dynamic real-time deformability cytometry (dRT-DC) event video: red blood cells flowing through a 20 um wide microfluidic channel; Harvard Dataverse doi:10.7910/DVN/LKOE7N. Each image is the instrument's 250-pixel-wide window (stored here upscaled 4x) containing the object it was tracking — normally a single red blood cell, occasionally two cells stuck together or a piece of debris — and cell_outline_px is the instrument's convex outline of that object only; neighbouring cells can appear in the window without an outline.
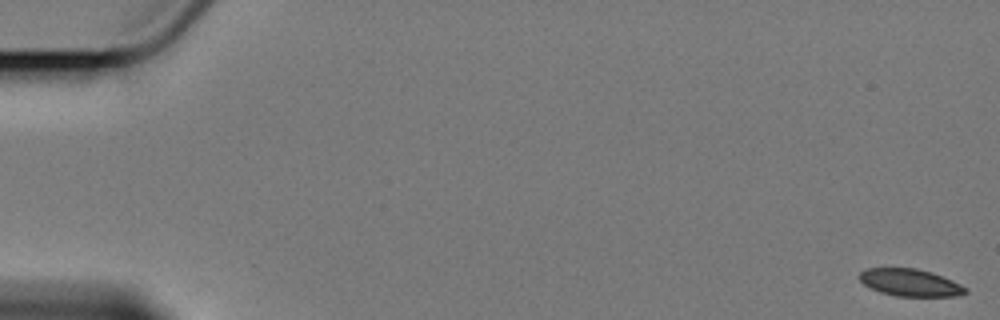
{"species": "Egyptian fruit bat (a non-hibernating species)", "species_latin": "Rousettus aegyptiacus", "temperature_condition": "cold", "stored_images_in_passage": 6, "camera_frame_rate_fps": 3000, "um_per_image_px": 0.085, "animal": {"sex": "female"}, "frame": {"image": 1, "passage_image": 1, "time_ms": 0.0, "image_size_px": [1000, 320], "cell_outline_px": [[968, 292], [956, 296], [896, 296], [880, 292], [864, 284], [856, 276], [860, 272], [868, 268], [916, 268], [932, 272], [952, 280], [968, 288]], "centroid_in_image_um": [77.36, 24.01], "position_along_channel_um": 7.6, "area_um2": 16.88}}
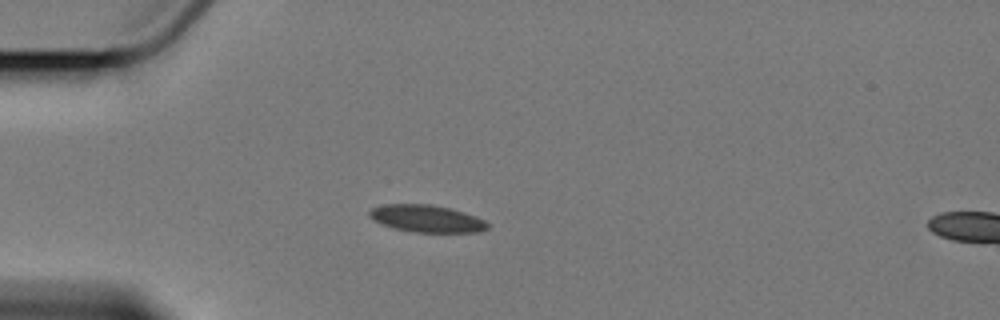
{"frame": {"image": 2, "passage_image": 5, "time_ms": 5.333, "image_size_px": [1000, 320], "cell_outline_px": [[488, 228], [480, 232], [412, 232], [380, 224], [368, 216], [368, 212], [372, 208], [384, 204], [432, 204], [448, 208], [476, 216], [484, 220], [488, 224]], "centroid_in_image_um": [36.24, 18.58], "position_along_channel_um": 48.8, "area_um2": 18.67}}